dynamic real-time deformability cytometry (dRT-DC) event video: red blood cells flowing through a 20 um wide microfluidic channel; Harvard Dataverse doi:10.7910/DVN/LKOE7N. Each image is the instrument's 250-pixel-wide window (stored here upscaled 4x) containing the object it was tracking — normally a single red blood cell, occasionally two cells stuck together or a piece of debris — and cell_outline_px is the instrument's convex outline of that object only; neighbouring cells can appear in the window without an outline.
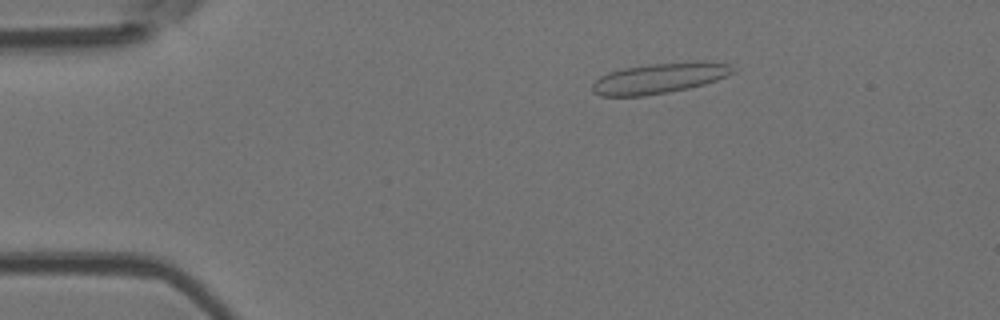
{"species": "Egyptian fruit bat (a non-hibernating species)", "species_latin": "Rousettus aegyptiacus", "temperature_condition": "room temperature", "stored_images_in_passage": 52, "camera_frame_rate_fps": 3000, "um_per_image_px": 0.085, "animal": {"sex": "female"}, "frame": {"image": 1, "passage_image": 9, "time_ms": 2.667, "image_size_px": [1000, 320], "cell_outline_px": [[732, 72], [716, 80], [704, 84], [688, 88], [668, 92], [644, 96], [600, 96], [592, 92], [592, 84], [600, 76], [608, 72], [624, 68], [652, 64], [692, 60], [700, 60], [728, 64], [732, 68]], "centroid_in_image_um": [56.01, 6.64], "position_along_channel_um": 29.0, "area_um2": 24.91}}
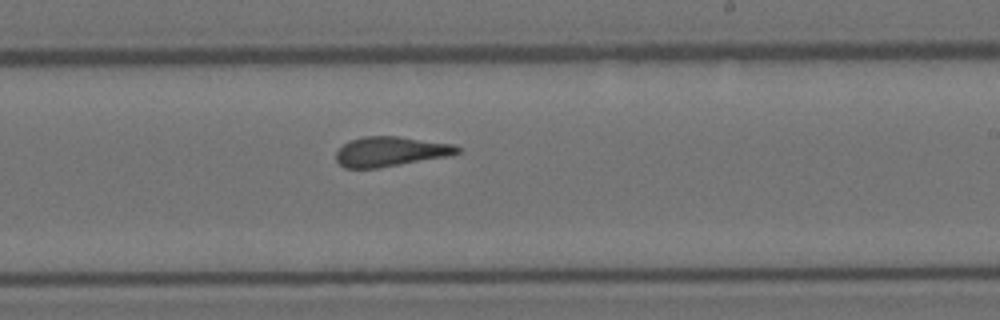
{"frame": {"image": 2, "passage_image": 31, "time_ms": 10.0, "image_size_px": [1000, 320], "cell_outline_px": [[460, 152], [452, 156], [376, 168], [344, 168], [336, 160], [336, 152], [348, 140], [364, 136], [396, 136], [456, 144], [460, 148]], "centroid_in_image_um": [33.22, 12.88], "position_along_channel_um": 255.8, "area_um2": 21.21}}
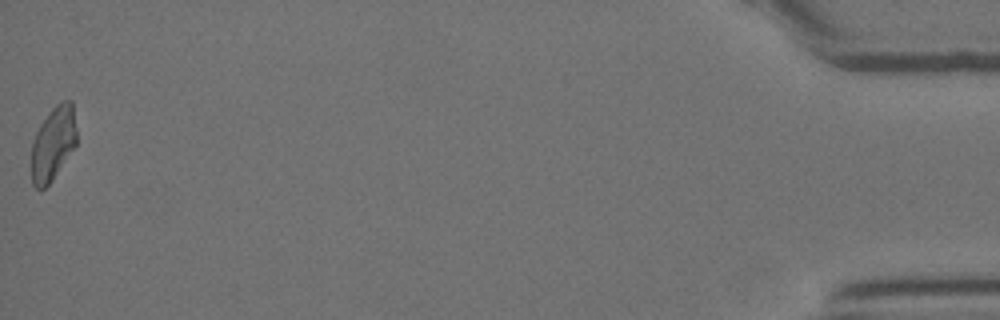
{"frame": {"image": 3, "passage_image": 52, "time_ms": 17.0, "image_size_px": [1000, 320], "cell_outline_px": [[76, 144], [52, 180], [40, 192], [32, 184], [32, 140], [40, 124], [52, 108], [56, 104], [64, 100], [72, 100], [76, 128]], "centroid_in_image_um": [4.5, 12.19], "position_along_channel_um": 430.7, "area_um2": 19.36}, "authors_computed_cell_mechanics": {"area_um2": 21.6461, "velocity_mm_per_s": 3.8823, "shape_relaxation_time_tau1_ms": 10.8536, "shape_relaxation_time_tau2_ms": 1.7252, "deformation_change_tau1": 0.253, "deformation_change_tau2": 0.0878}}